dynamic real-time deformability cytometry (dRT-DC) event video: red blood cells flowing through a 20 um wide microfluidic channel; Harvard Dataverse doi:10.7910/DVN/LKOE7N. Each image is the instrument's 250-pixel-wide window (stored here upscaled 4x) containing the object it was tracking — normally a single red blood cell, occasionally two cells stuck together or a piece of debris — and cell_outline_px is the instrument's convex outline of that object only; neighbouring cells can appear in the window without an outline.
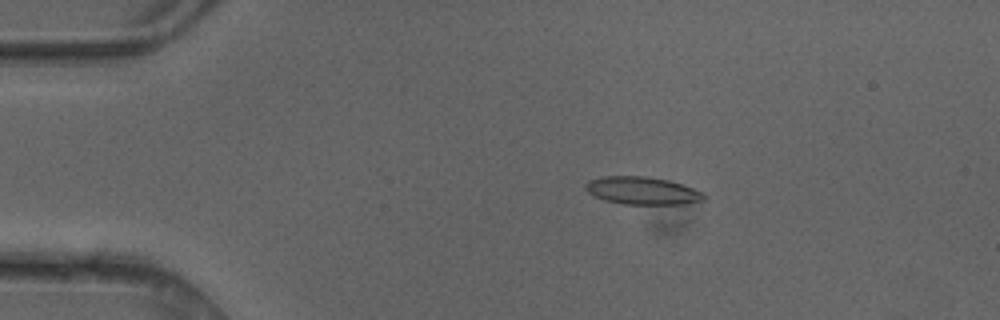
{"species": "common noctule bat (a hibernating species)", "species_latin": "Nyctalus noctula", "temperature_condition": "cold", "stored_images_in_passage": 5, "camera_frame_rate_fps": 3000, "um_per_image_px": 0.085, "animal": {"sex": "female"}, "frame": {"image": 1, "passage_image": 3, "time_ms": 0.667, "image_size_px": [1000, 320], "cell_outline_px": [[704, 200], [680, 204], [624, 204], [604, 200], [588, 192], [584, 188], [584, 184], [588, 180], [604, 176], [644, 176], [668, 180], [704, 192]], "centroid_in_image_um": [54.55, 16.2], "position_along_channel_um": 30.4, "area_um2": 18.96}}
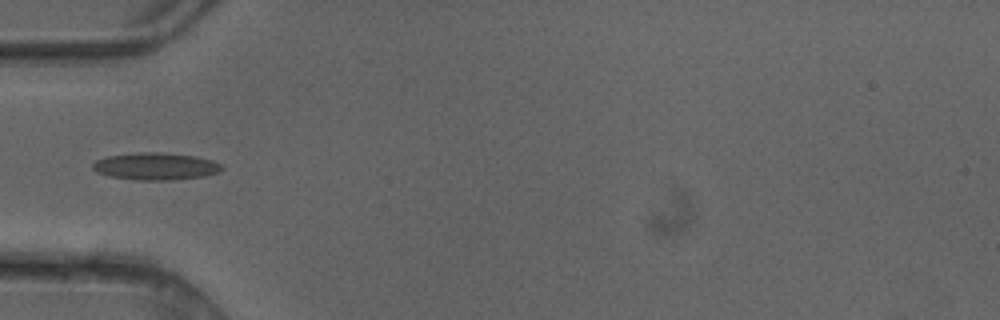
{"frame": {"image": 2, "passage_image": 4, "time_ms": 1.0, "image_size_px": [1000, 320], "cell_outline_px": [[224, 168], [220, 172], [204, 176], [172, 180], [136, 180], [108, 176], [96, 172], [92, 168], [92, 164], [96, 160], [108, 156], [136, 152], [160, 152], [196, 156], [212, 160], [220, 164]], "centroid_in_image_um": [13.23, 14.14], "position_along_channel_um": 71.8, "area_um2": 20.63}}
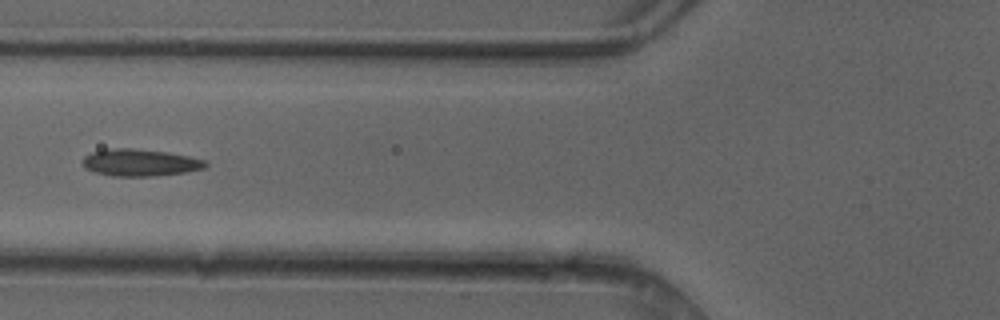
{"frame": {"image": 3, "passage_image": 5, "time_ms": 1.333, "image_size_px": [1000, 320], "cell_outline_px": [[208, 164], [204, 168], [184, 172], [156, 176], [112, 176], [92, 172], [84, 168], [84, 156], [92, 152], [112, 148], [132, 148], [168, 152], [188, 156], [204, 160]], "centroid_in_image_um": [11.88, 13.82], "position_along_channel_um": 113.9, "area_um2": 19.31}}